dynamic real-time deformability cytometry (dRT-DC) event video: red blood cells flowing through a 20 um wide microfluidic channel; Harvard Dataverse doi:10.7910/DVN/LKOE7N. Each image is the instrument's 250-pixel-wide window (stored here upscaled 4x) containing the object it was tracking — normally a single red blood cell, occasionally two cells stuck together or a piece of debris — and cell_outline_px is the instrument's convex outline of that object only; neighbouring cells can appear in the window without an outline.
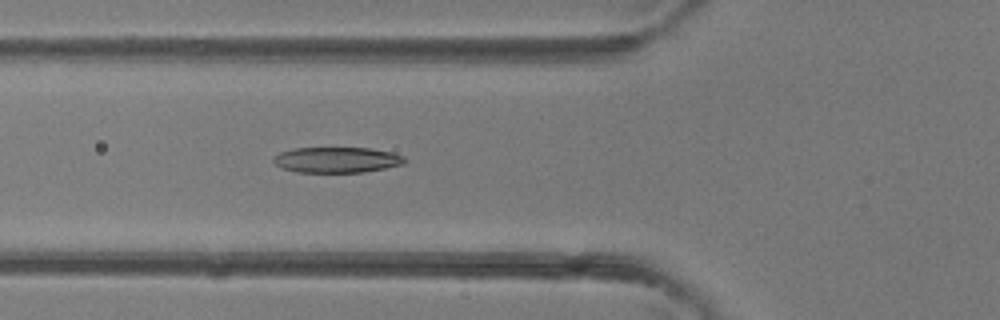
{"species": "common noctule bat (a hibernating species)", "species_latin": "Nyctalus noctula", "temperature_condition": "room temperature", "stored_images_in_passage": 36, "camera_frame_rate_fps": 3000, "um_per_image_px": 0.085, "animal": {"sex": "female"}, "frame": {"image": 1, "passage_image": 10, "time_ms": 3.0, "image_size_px": [1000, 320], "cell_outline_px": [[408, 160], [404, 164], [364, 172], [296, 172], [284, 168], [276, 164], [272, 160], [272, 156], [280, 152], [292, 148], [372, 148], [392, 152], [404, 156]], "centroid_in_image_um": [28.64, 13.58], "position_along_channel_um": 97.2, "area_um2": 19.71}}
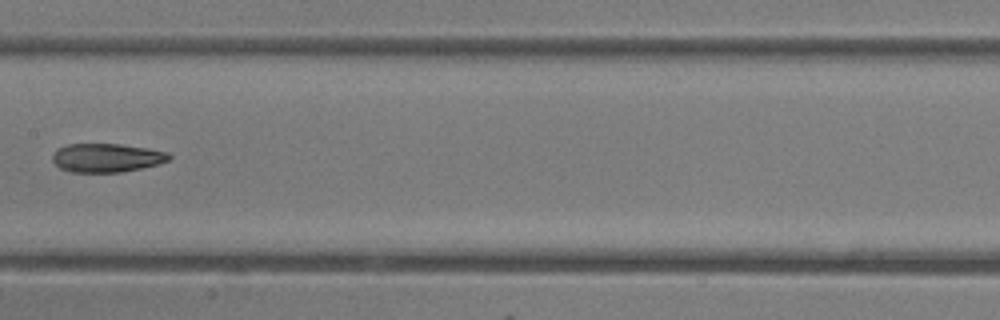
{"frame": {"image": 2, "passage_image": 16, "time_ms": 5.0, "image_size_px": [1000, 320], "cell_outline_px": [[172, 156], [168, 160], [156, 164], [140, 168], [120, 172], [72, 172], [60, 168], [52, 160], [52, 156], [56, 148], [68, 144], [120, 144], [148, 148], [168, 152]], "centroid_in_image_um": [9.04, 13.4], "position_along_channel_um": 198.4, "area_um2": 19.42}}
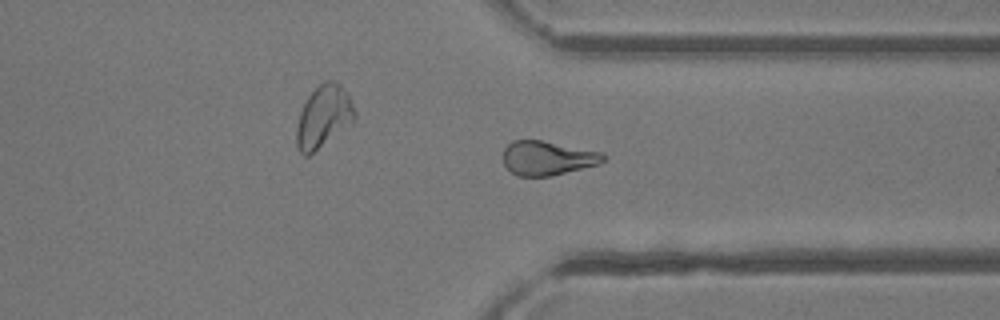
{"frame": {"image": 3, "passage_image": 26, "time_ms": 8.333, "image_size_px": [1000, 320], "cell_outline_px": [[608, 156], [600, 164], [552, 176], [516, 176], [504, 164], [504, 148], [512, 140], [540, 140], [604, 152]], "centroid_in_image_um": [46.58, 13.44], "position_along_channel_um": 364.8, "area_um2": 20.11}}